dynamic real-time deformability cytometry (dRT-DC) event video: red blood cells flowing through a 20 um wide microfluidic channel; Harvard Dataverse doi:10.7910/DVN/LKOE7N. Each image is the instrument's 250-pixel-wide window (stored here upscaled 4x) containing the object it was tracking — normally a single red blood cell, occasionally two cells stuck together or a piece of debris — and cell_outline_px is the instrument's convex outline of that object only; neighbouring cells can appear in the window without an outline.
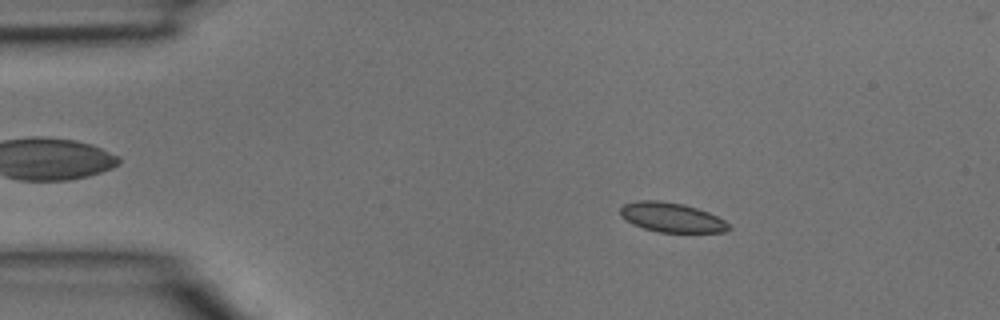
{"species": "common noctule bat (a hibernating species)", "species_latin": "Nyctalus noctula", "temperature_condition": "room temperature", "stored_images_in_passage": 40, "camera_frame_rate_fps": 3000, "um_per_image_px": 0.085, "animal": {"sex": "male", "body_mass_g": 15.6}, "frame": {"image": 1, "passage_image": 7, "time_ms": 2.0, "image_size_px": [1000, 320], "cell_outline_px": [[732, 228], [724, 232], [660, 232], [644, 228], [632, 224], [624, 220], [620, 216], [620, 208], [624, 204], [636, 200], [660, 200], [684, 204], [708, 212], [724, 220]], "centroid_in_image_um": [57.05, 18.47], "position_along_channel_um": 28.0, "area_um2": 18.73}}
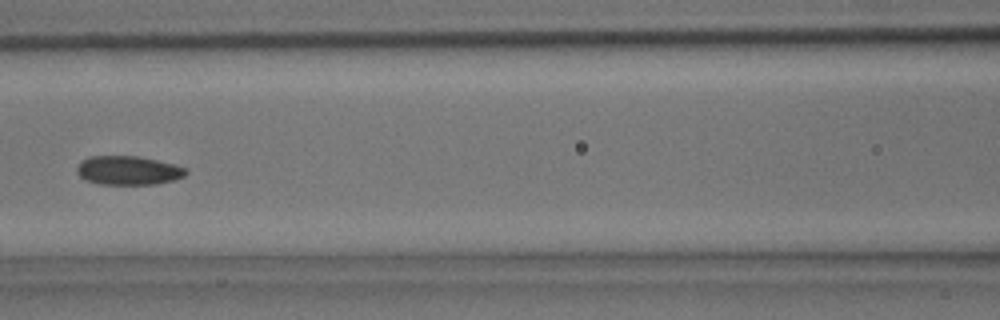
{"frame": {"image": 2, "passage_image": 18, "time_ms": 5.667, "image_size_px": [1000, 320], "cell_outline_px": [[188, 172], [184, 176], [172, 180], [156, 184], [100, 184], [84, 180], [76, 172], [76, 168], [80, 160], [88, 156], [140, 156], [176, 164], [188, 168]], "centroid_in_image_um": [10.89, 14.47], "position_along_channel_um": 155.7, "area_um2": 18.67}}
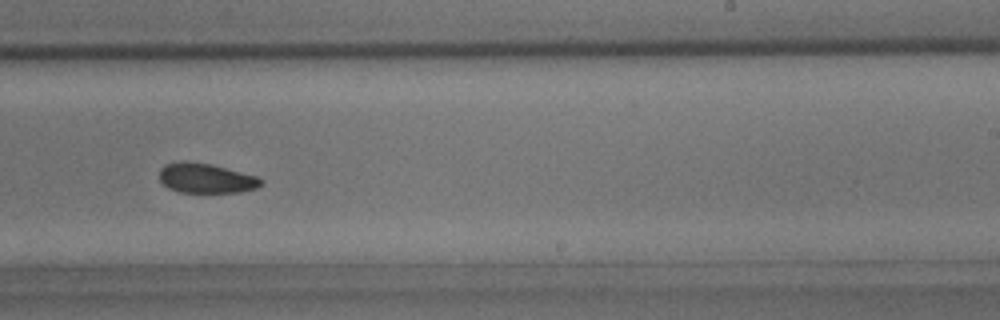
{"frame": {"image": 3, "passage_image": 25, "time_ms": 8.0, "image_size_px": [1000, 320], "cell_outline_px": [[264, 184], [256, 188], [240, 192], [180, 192], [168, 188], [160, 180], [160, 168], [164, 164], [176, 160], [184, 160], [212, 164], [256, 176], [264, 180]], "centroid_in_image_um": [17.5, 15.13], "position_along_channel_um": 271.5, "area_um2": 17.86}}